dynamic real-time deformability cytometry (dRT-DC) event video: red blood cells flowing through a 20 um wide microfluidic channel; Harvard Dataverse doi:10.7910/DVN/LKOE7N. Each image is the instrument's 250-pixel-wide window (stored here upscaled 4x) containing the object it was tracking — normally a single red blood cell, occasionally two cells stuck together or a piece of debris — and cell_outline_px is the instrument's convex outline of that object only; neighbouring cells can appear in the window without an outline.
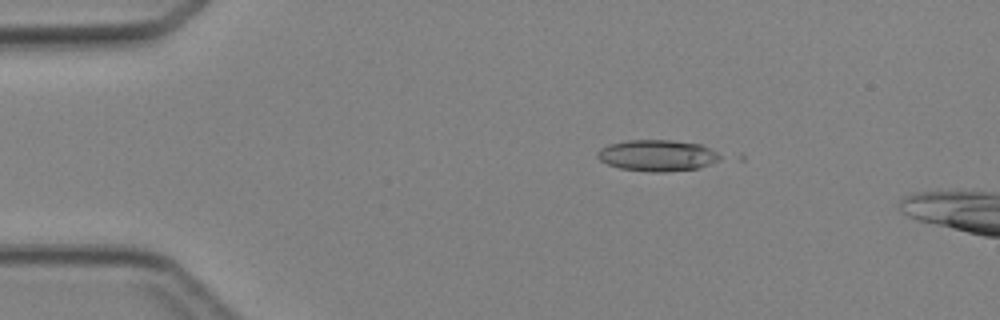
{"species": "Egyptian fruit bat (a non-hibernating species)", "species_latin": "Rousettus aegyptiacus", "temperature_condition": "cold", "stored_images_in_passage": 3, "camera_frame_rate_fps": 3000, "um_per_image_px": 0.085, "animal": {"sex": "female"}, "frame": {"image": 1, "passage_image": 2, "time_ms": 0.333, "image_size_px": [1000, 320], "cell_outline_px": [[724, 156], [720, 160], [700, 168], [664, 172], [652, 172], [620, 168], [608, 164], [600, 160], [596, 156], [596, 152], [600, 148], [608, 144], [628, 140], [668, 140], [700, 144]], "centroid_in_image_um": [55.87, 13.22], "position_along_channel_um": 29.1, "area_um2": 22.43}}